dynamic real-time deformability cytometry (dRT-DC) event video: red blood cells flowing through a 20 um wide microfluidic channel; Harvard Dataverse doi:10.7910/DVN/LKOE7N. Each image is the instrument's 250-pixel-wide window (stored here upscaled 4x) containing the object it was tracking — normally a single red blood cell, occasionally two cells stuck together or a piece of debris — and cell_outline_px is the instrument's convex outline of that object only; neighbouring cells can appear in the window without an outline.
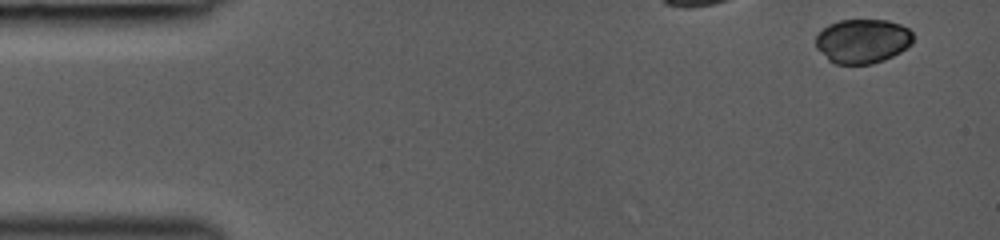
{"species": "common noctule bat (a hibernating species)", "species_latin": "Nyctalus noctula", "temperature_condition": "room temperature", "stored_images_in_passage": 8, "segment_of_instrument_passage": [1, 2], "camera_frame_rate_fps": 3000, "um_per_image_px": 0.085, "animal": {"sex": "female", "body_mass_g": 19.0, "forearm_length_mm": 53.3}, "frame": {"image": 1, "passage_image": 1, "time_ms": 0.0, "image_size_px": [1000, 240], "cell_outline_px": [[912, 44], [900, 52], [884, 60], [872, 64], [836, 64], [828, 60], [816, 48], [816, 36], [828, 24], [840, 20], [888, 20], [900, 24], [908, 28], [912, 32]], "centroid_in_image_um": [73.31, 3.49], "position_along_channel_um": 11.7, "area_um2": 25.2}}
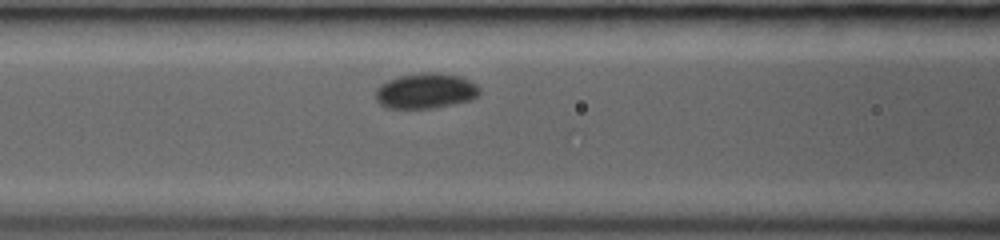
{"frame": {"image": 2, "passage_image": 7, "time_ms": 4.333, "image_size_px": [1000, 240], "cell_outline_px": [[480, 92], [472, 100], [432, 108], [384, 108], [376, 100], [376, 88], [380, 84], [388, 80], [400, 76], [424, 72], [440, 72], [460, 76], [476, 84], [480, 88]], "centroid_in_image_um": [36.17, 7.72], "position_along_channel_um": 130.4, "area_um2": 21.5}}